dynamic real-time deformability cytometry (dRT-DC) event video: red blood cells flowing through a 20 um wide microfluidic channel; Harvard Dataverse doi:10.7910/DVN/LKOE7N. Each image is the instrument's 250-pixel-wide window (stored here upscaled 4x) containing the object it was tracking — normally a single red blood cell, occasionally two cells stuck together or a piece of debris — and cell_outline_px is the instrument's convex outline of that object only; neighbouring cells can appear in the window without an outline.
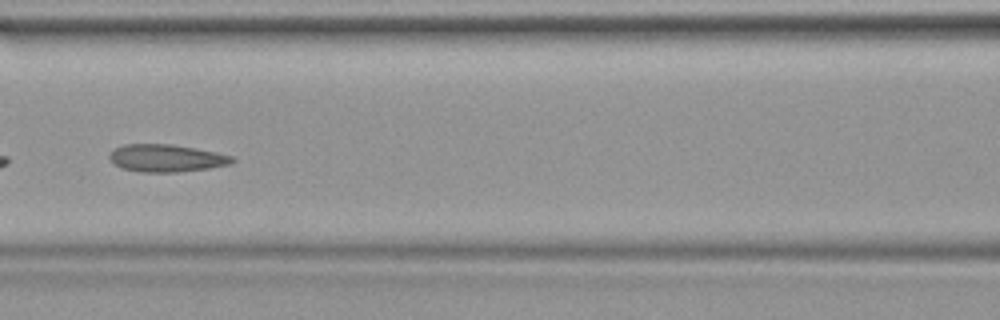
{"species": "common noctule bat (a hibernating species)", "species_latin": "Nyctalus noctula", "temperature_condition": "warm", "stored_images_in_passage": 40, "camera_frame_rate_fps": 3000, "um_per_image_px": 0.085, "animal": {"sex": "female", "body_mass_g": 19.9}, "frame": {"image": 1, "passage_image": 18, "time_ms": 5.667, "image_size_px": [1000, 320], "cell_outline_px": [[236, 160], [232, 164], [208, 168], [176, 172], [140, 172], [124, 168], [116, 164], [108, 156], [116, 148], [124, 144], [172, 144], [196, 148], [216, 152], [232, 156]], "centroid_in_image_um": [14.19, 13.43], "position_along_channel_um": 152.4, "area_um2": 19.48}}